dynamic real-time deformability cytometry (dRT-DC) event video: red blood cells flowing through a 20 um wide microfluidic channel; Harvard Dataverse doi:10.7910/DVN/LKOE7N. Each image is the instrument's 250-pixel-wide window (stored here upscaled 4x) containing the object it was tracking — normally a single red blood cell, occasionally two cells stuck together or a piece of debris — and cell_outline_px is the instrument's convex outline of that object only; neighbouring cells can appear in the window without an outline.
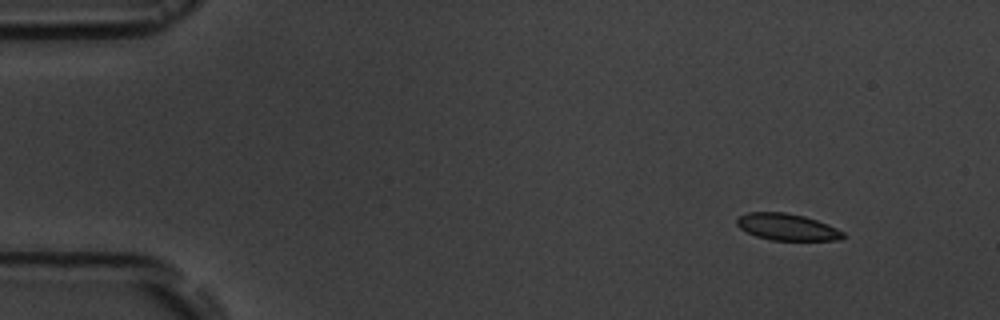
{"species": "common noctule bat (a hibernating species)", "species_latin": "Nyctalus noctula", "temperature_condition": "room temperature", "stored_images_in_passage": 4, "camera_frame_rate_fps": 3000, "um_per_image_px": 0.085, "animal": {"sex": "male", "body_mass_g": 19.5, "forearm_length_mm": 54.6}, "frame": {"image": 1, "passage_image": 1, "time_ms": 0.0, "image_size_px": [1000, 320], "cell_outline_px": [[844, 236], [840, 240], [772, 240], [756, 236], [740, 228], [736, 224], [736, 220], [740, 216], [748, 212], [784, 212], [804, 216], [828, 224], [844, 232]], "centroid_in_image_um": [66.9, 19.29], "position_along_channel_um": 18.1, "area_um2": 16.42}}
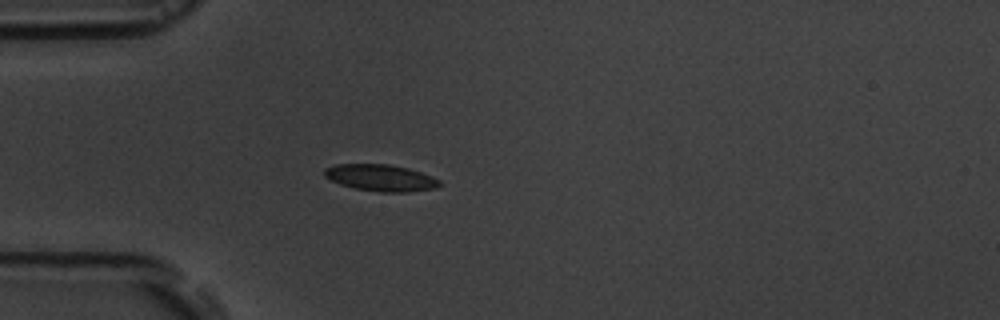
{"frame": {"image": 2, "passage_image": 4, "time_ms": 3.333, "image_size_px": [1000, 320], "cell_outline_px": [[440, 184], [436, 188], [408, 192], [380, 192], [356, 188], [340, 184], [324, 176], [324, 168], [336, 164], [388, 164], [408, 168], [432, 176], [440, 180]], "centroid_in_image_um": [32.36, 15.11], "position_along_channel_um": 52.6, "area_um2": 17.8}}